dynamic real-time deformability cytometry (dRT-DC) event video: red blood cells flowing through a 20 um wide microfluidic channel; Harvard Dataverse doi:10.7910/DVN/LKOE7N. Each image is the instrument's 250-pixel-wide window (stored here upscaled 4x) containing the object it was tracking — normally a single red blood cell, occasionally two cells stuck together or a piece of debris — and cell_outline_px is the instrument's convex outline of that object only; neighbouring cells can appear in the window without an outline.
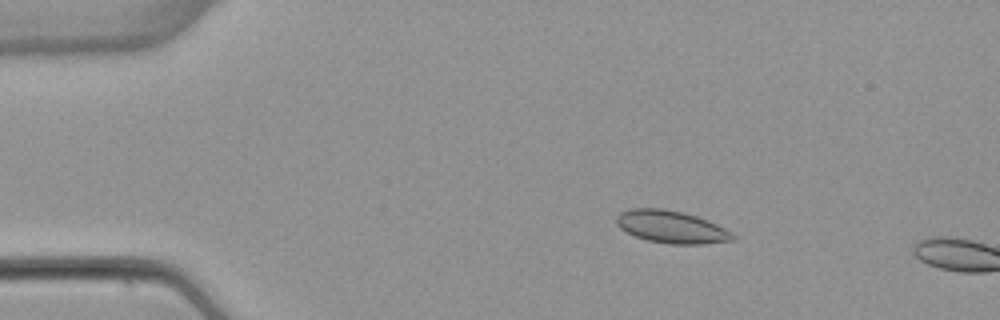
{"species": "common noctule bat (a hibernating species)", "species_latin": "Nyctalus noctula", "temperature_condition": "warm", "stored_images_in_passage": 13, "camera_frame_rate_fps": 3000, "um_per_image_px": 0.085, "animal": {"sex": "female", "body_mass_g": 22.7, "forearm_length_mm": 54.2}, "frame": {"image": 1, "passage_image": 10, "time_ms": 3.0, "image_size_px": [1000, 320], "cell_outline_px": [[736, 240], [700, 244], [668, 244], [648, 240], [636, 236], [620, 228], [616, 224], [616, 216], [620, 212], [628, 208], [664, 208], [684, 212], [708, 220], [724, 228], [736, 236]], "centroid_in_image_um": [57.05, 19.27], "position_along_channel_um": 27.9, "area_um2": 22.08}}